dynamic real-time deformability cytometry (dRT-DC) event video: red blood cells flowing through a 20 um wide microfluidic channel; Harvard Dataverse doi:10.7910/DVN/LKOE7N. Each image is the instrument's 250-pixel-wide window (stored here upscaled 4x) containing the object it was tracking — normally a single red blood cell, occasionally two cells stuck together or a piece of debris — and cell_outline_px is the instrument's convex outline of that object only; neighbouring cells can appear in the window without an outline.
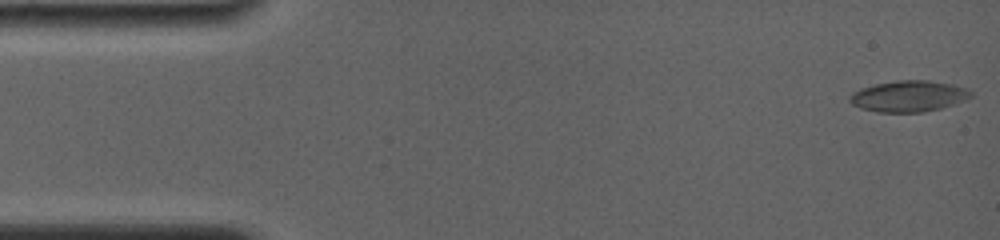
{"species": "common noctule bat (a hibernating species)", "species_latin": "Nyctalus noctula", "temperature_condition": "room temperature", "stored_images_in_passage": 21, "camera_frame_rate_fps": 4000, "um_per_image_px": 0.085, "animal": {"sex": "female", "body_mass_g": 19.0, "forearm_length_mm": 56.7}, "frame": {"image": 1, "passage_image": 1, "time_ms": 0.0, "image_size_px": [1000, 240], "cell_outline_px": [[972, 96], [964, 100], [940, 108], [920, 112], [876, 112], [860, 108], [852, 104], [848, 100], [848, 96], [852, 92], [860, 88], [876, 84], [896, 80], [928, 80], [952, 84], [964, 88], [972, 92]], "centroid_in_image_um": [77.17, 8.17], "position_along_channel_um": 7.8, "area_um2": 21.91}}
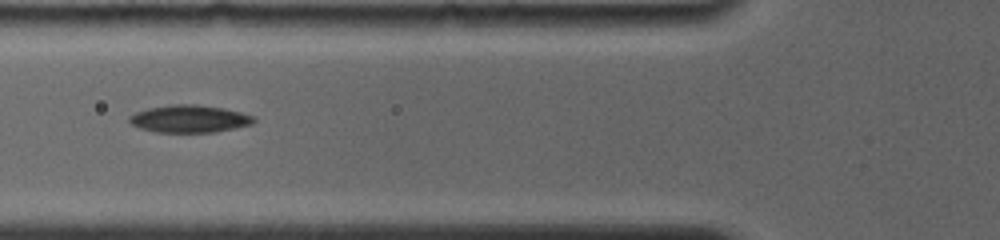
{"frame": {"image": 2, "passage_image": 15, "time_ms": 5.75, "image_size_px": [1000, 240], "cell_outline_px": [[256, 120], [252, 124], [236, 128], [212, 132], [156, 132], [140, 128], [132, 124], [128, 120], [128, 116], [136, 112], [148, 108], [172, 104], [196, 104], [224, 108], [240, 112], [252, 116]], "centroid_in_image_um": [16.09, 10.09], "position_along_channel_um": 109.7, "area_um2": 19.88}}
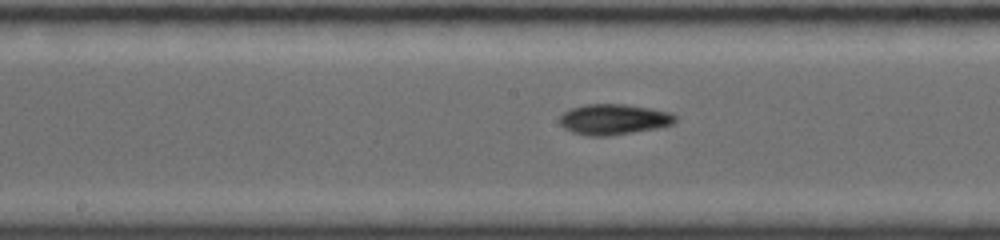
{"frame": {"image": 3, "passage_image": 21, "time_ms": 8.0, "image_size_px": [1000, 240], "cell_outline_px": [[680, 116], [672, 124], [656, 128], [608, 136], [588, 136], [572, 132], [564, 128], [560, 124], [560, 116], [564, 112], [572, 108], [584, 104], [624, 104], [648, 108], [668, 112]], "centroid_in_image_um": [52.15, 10.14], "position_along_channel_um": 196.0, "area_um2": 20.52}}